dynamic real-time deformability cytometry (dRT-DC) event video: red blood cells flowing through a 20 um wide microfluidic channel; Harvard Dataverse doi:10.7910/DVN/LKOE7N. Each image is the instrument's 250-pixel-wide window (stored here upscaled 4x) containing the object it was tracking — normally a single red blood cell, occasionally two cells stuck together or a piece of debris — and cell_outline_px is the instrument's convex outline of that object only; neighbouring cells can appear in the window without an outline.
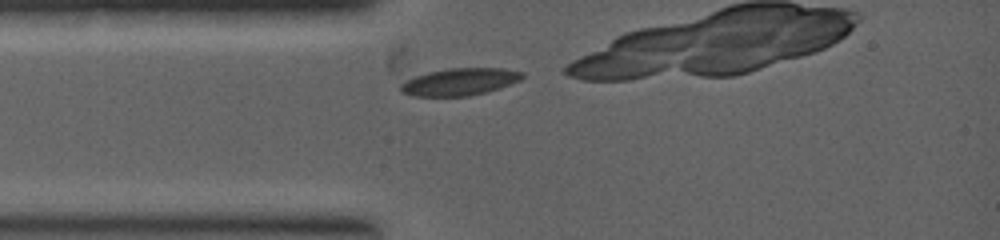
{"species": "common noctule bat (a hibernating species)", "species_latin": "Nyctalus noctula", "temperature_condition": "warm", "stored_images_in_passage": 1, "camera_frame_rate_fps": 5000, "um_per_image_px": 0.085, "animal": {"sex": "female", "body_mass_g": 19.0, "forearm_length_mm": 53.3}, "frame": {"image": 1, "passage_image": 1, "time_ms": 0.0, "image_size_px": [1000, 240], "cell_outline_px": [[524, 76], [520, 80], [484, 92], [468, 96], [412, 96], [400, 92], [400, 84], [416, 76], [428, 72], [452, 68], [504, 68], [524, 72]], "centroid_in_image_um": [39.05, 6.95], "position_along_channel_um": 45.9, "area_um2": 19.02}}